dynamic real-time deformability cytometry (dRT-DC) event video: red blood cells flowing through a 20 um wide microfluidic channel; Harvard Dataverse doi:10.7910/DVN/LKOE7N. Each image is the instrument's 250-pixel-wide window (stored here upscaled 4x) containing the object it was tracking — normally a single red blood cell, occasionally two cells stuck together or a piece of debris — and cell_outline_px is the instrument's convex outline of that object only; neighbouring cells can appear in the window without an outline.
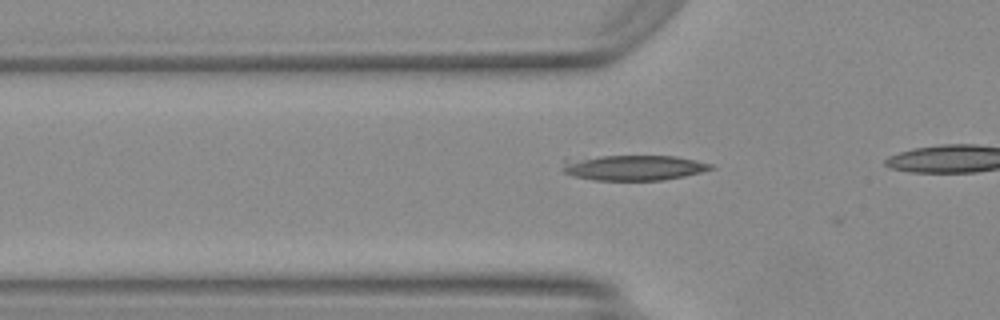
{"species": "Egyptian fruit bat (a non-hibernating species)", "species_latin": "Rousettus aegyptiacus", "temperature_condition": "warm", "stored_images_in_passage": 28, "camera_frame_rate_fps": 3000, "um_per_image_px": 0.085, "animal": {"sex": "female"}, "frame": {"image": 1, "passage_image": 5, "time_ms": 1.333, "image_size_px": [1000, 320], "cell_outline_px": [[716, 168], [684, 176], [664, 180], [592, 180], [572, 176], [564, 172], [560, 168], [564, 160], [600, 156], [676, 156], [696, 160], [712, 164]], "centroid_in_image_um": [53.84, 14.25], "position_along_channel_um": 72.0, "area_um2": 21.96}}
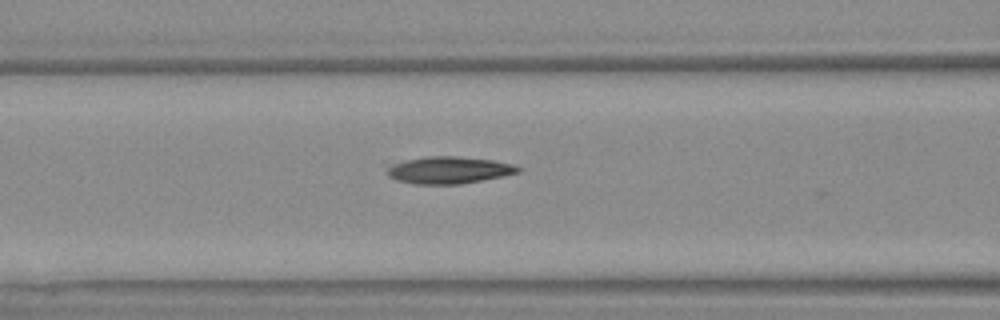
{"frame": {"image": 2, "passage_image": 9, "time_ms": 2.667, "image_size_px": [1000, 320], "cell_outline_px": [[524, 168], [520, 172], [504, 176], [460, 184], [416, 184], [396, 180], [388, 176], [384, 172], [384, 160], [428, 156], [456, 156], [492, 160], [512, 164]], "centroid_in_image_um": [37.96, 14.43], "position_along_channel_um": 128.6, "area_um2": 21.68}}
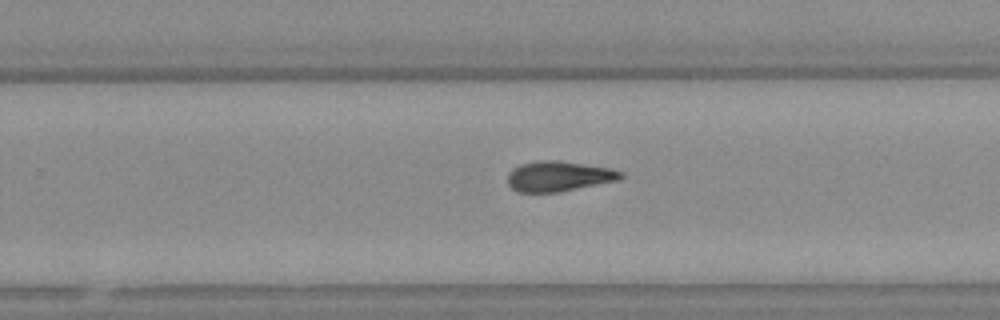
{"frame": {"image": 3, "passage_image": 20, "time_ms": 6.333, "image_size_px": [1000, 320], "cell_outline_px": [[624, 176], [616, 180], [556, 192], [516, 192], [508, 184], [508, 172], [512, 168], [520, 164], [536, 160], [560, 160], [612, 168], [624, 172]], "centroid_in_image_um": [47.45, 14.96], "position_along_channel_um": 282.3, "area_um2": 19.94}}